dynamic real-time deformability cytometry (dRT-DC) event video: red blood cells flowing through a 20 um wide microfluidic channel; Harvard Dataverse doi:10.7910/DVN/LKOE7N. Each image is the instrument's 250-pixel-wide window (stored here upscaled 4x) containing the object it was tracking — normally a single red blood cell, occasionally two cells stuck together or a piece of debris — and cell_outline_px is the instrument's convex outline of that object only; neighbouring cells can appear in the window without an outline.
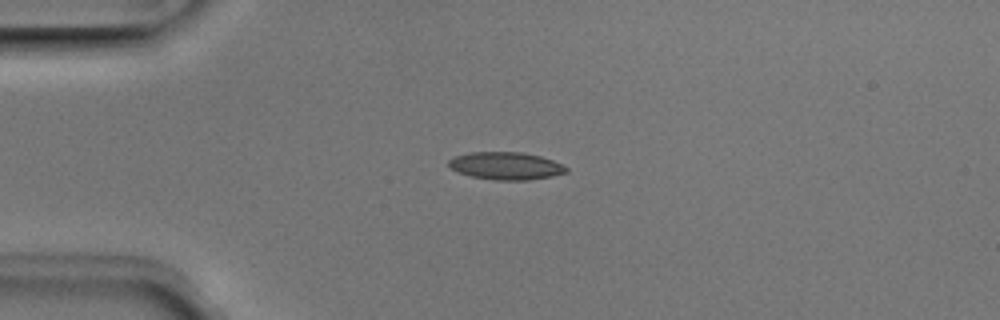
{"species": "Egyptian fruit bat (a non-hibernating species)", "species_latin": "Rousettus aegyptiacus", "temperature_condition": "room temperature", "stored_images_in_passage": 4, "camera_frame_rate_fps": 3000, "um_per_image_px": 0.085, "animal": {"sex": "male"}, "frame": {"image": 1, "passage_image": 2, "time_ms": 0.333, "image_size_px": [1000, 320], "cell_outline_px": [[568, 172], [552, 176], [528, 180], [496, 180], [472, 176], [460, 172], [452, 168], [448, 164], [448, 160], [456, 156], [468, 152], [520, 152], [540, 156], [552, 160], [568, 168]], "centroid_in_image_um": [43.01, 14.09], "position_along_channel_um": 42.0, "area_um2": 18.67}}